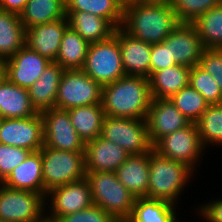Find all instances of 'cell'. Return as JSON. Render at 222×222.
I'll use <instances>...</instances> for the list:
<instances>
[{"mask_svg": "<svg viewBox=\"0 0 222 222\" xmlns=\"http://www.w3.org/2000/svg\"><path fill=\"white\" fill-rule=\"evenodd\" d=\"M199 212L209 222H222V199L205 204Z\"/></svg>", "mask_w": 222, "mask_h": 222, "instance_id": "41", "label": "cell"}, {"mask_svg": "<svg viewBox=\"0 0 222 222\" xmlns=\"http://www.w3.org/2000/svg\"><path fill=\"white\" fill-rule=\"evenodd\" d=\"M90 43L70 27L66 29L60 42L55 62L64 70H82Z\"/></svg>", "mask_w": 222, "mask_h": 222, "instance_id": "28", "label": "cell"}, {"mask_svg": "<svg viewBox=\"0 0 222 222\" xmlns=\"http://www.w3.org/2000/svg\"><path fill=\"white\" fill-rule=\"evenodd\" d=\"M25 45V28L20 15L0 8V58L14 56Z\"/></svg>", "mask_w": 222, "mask_h": 222, "instance_id": "27", "label": "cell"}, {"mask_svg": "<svg viewBox=\"0 0 222 222\" xmlns=\"http://www.w3.org/2000/svg\"><path fill=\"white\" fill-rule=\"evenodd\" d=\"M149 161L150 151L143 154L129 155L126 161L116 170L118 180L135 198L147 197Z\"/></svg>", "mask_w": 222, "mask_h": 222, "instance_id": "20", "label": "cell"}, {"mask_svg": "<svg viewBox=\"0 0 222 222\" xmlns=\"http://www.w3.org/2000/svg\"><path fill=\"white\" fill-rule=\"evenodd\" d=\"M205 49H222V3L192 22Z\"/></svg>", "mask_w": 222, "mask_h": 222, "instance_id": "32", "label": "cell"}, {"mask_svg": "<svg viewBox=\"0 0 222 222\" xmlns=\"http://www.w3.org/2000/svg\"><path fill=\"white\" fill-rule=\"evenodd\" d=\"M93 203L110 214L117 222H126L136 198L118 180L116 172H87Z\"/></svg>", "mask_w": 222, "mask_h": 222, "instance_id": "4", "label": "cell"}, {"mask_svg": "<svg viewBox=\"0 0 222 222\" xmlns=\"http://www.w3.org/2000/svg\"><path fill=\"white\" fill-rule=\"evenodd\" d=\"M32 151L0 143V183L26 158Z\"/></svg>", "mask_w": 222, "mask_h": 222, "instance_id": "37", "label": "cell"}, {"mask_svg": "<svg viewBox=\"0 0 222 222\" xmlns=\"http://www.w3.org/2000/svg\"><path fill=\"white\" fill-rule=\"evenodd\" d=\"M0 143L39 151L44 146L43 120L40 113L28 118H3Z\"/></svg>", "mask_w": 222, "mask_h": 222, "instance_id": "12", "label": "cell"}, {"mask_svg": "<svg viewBox=\"0 0 222 222\" xmlns=\"http://www.w3.org/2000/svg\"><path fill=\"white\" fill-rule=\"evenodd\" d=\"M174 65H176V62L171 58L169 53V45L165 41L152 44L150 75L154 71L172 67Z\"/></svg>", "mask_w": 222, "mask_h": 222, "instance_id": "40", "label": "cell"}, {"mask_svg": "<svg viewBox=\"0 0 222 222\" xmlns=\"http://www.w3.org/2000/svg\"><path fill=\"white\" fill-rule=\"evenodd\" d=\"M164 41L169 45V53L176 64L189 68L199 65L204 46L193 23L181 22Z\"/></svg>", "mask_w": 222, "mask_h": 222, "instance_id": "16", "label": "cell"}, {"mask_svg": "<svg viewBox=\"0 0 222 222\" xmlns=\"http://www.w3.org/2000/svg\"><path fill=\"white\" fill-rule=\"evenodd\" d=\"M38 114L31 104L28 89L11 83L5 76L0 80V116L28 118Z\"/></svg>", "mask_w": 222, "mask_h": 222, "instance_id": "22", "label": "cell"}, {"mask_svg": "<svg viewBox=\"0 0 222 222\" xmlns=\"http://www.w3.org/2000/svg\"><path fill=\"white\" fill-rule=\"evenodd\" d=\"M152 102L149 78L125 75L102 88L101 104L105 115L146 119Z\"/></svg>", "mask_w": 222, "mask_h": 222, "instance_id": "1", "label": "cell"}, {"mask_svg": "<svg viewBox=\"0 0 222 222\" xmlns=\"http://www.w3.org/2000/svg\"><path fill=\"white\" fill-rule=\"evenodd\" d=\"M64 69L51 62L38 80L28 88L31 104L38 113L55 108L59 84Z\"/></svg>", "mask_w": 222, "mask_h": 222, "instance_id": "21", "label": "cell"}, {"mask_svg": "<svg viewBox=\"0 0 222 222\" xmlns=\"http://www.w3.org/2000/svg\"><path fill=\"white\" fill-rule=\"evenodd\" d=\"M42 158L43 195L50 190L85 178V151H64L43 146Z\"/></svg>", "mask_w": 222, "mask_h": 222, "instance_id": "5", "label": "cell"}, {"mask_svg": "<svg viewBox=\"0 0 222 222\" xmlns=\"http://www.w3.org/2000/svg\"><path fill=\"white\" fill-rule=\"evenodd\" d=\"M123 8L118 0H65L66 11L90 12L107 19L115 28L122 25Z\"/></svg>", "mask_w": 222, "mask_h": 222, "instance_id": "31", "label": "cell"}, {"mask_svg": "<svg viewBox=\"0 0 222 222\" xmlns=\"http://www.w3.org/2000/svg\"><path fill=\"white\" fill-rule=\"evenodd\" d=\"M3 118L0 116V129L2 127Z\"/></svg>", "mask_w": 222, "mask_h": 222, "instance_id": "47", "label": "cell"}, {"mask_svg": "<svg viewBox=\"0 0 222 222\" xmlns=\"http://www.w3.org/2000/svg\"><path fill=\"white\" fill-rule=\"evenodd\" d=\"M221 3L222 0H173L171 6L181 22L192 23L200 15Z\"/></svg>", "mask_w": 222, "mask_h": 222, "instance_id": "36", "label": "cell"}, {"mask_svg": "<svg viewBox=\"0 0 222 222\" xmlns=\"http://www.w3.org/2000/svg\"><path fill=\"white\" fill-rule=\"evenodd\" d=\"M50 63V60L24 45L14 56L5 60V77L11 83L28 89Z\"/></svg>", "mask_w": 222, "mask_h": 222, "instance_id": "15", "label": "cell"}, {"mask_svg": "<svg viewBox=\"0 0 222 222\" xmlns=\"http://www.w3.org/2000/svg\"><path fill=\"white\" fill-rule=\"evenodd\" d=\"M152 149L164 157L186 164L195 171L194 165L199 161L204 146L196 124L190 123L185 128L160 138Z\"/></svg>", "mask_w": 222, "mask_h": 222, "instance_id": "10", "label": "cell"}, {"mask_svg": "<svg viewBox=\"0 0 222 222\" xmlns=\"http://www.w3.org/2000/svg\"><path fill=\"white\" fill-rule=\"evenodd\" d=\"M5 76V61L0 58V80Z\"/></svg>", "mask_w": 222, "mask_h": 222, "instance_id": "44", "label": "cell"}, {"mask_svg": "<svg viewBox=\"0 0 222 222\" xmlns=\"http://www.w3.org/2000/svg\"><path fill=\"white\" fill-rule=\"evenodd\" d=\"M69 27L67 16L25 29V45L42 57L55 62L63 34Z\"/></svg>", "mask_w": 222, "mask_h": 222, "instance_id": "17", "label": "cell"}, {"mask_svg": "<svg viewBox=\"0 0 222 222\" xmlns=\"http://www.w3.org/2000/svg\"><path fill=\"white\" fill-rule=\"evenodd\" d=\"M189 85L201 93L209 105L222 103V90L216 80L199 66L191 68Z\"/></svg>", "mask_w": 222, "mask_h": 222, "instance_id": "35", "label": "cell"}, {"mask_svg": "<svg viewBox=\"0 0 222 222\" xmlns=\"http://www.w3.org/2000/svg\"><path fill=\"white\" fill-rule=\"evenodd\" d=\"M202 145H222V103L213 104L195 122Z\"/></svg>", "mask_w": 222, "mask_h": 222, "instance_id": "33", "label": "cell"}, {"mask_svg": "<svg viewBox=\"0 0 222 222\" xmlns=\"http://www.w3.org/2000/svg\"><path fill=\"white\" fill-rule=\"evenodd\" d=\"M56 222H117L110 214L102 208L93 204L92 206L72 214L62 216Z\"/></svg>", "mask_w": 222, "mask_h": 222, "instance_id": "38", "label": "cell"}, {"mask_svg": "<svg viewBox=\"0 0 222 222\" xmlns=\"http://www.w3.org/2000/svg\"><path fill=\"white\" fill-rule=\"evenodd\" d=\"M42 171L40 151L31 152L1 183L12 189L29 190L43 195Z\"/></svg>", "mask_w": 222, "mask_h": 222, "instance_id": "23", "label": "cell"}, {"mask_svg": "<svg viewBox=\"0 0 222 222\" xmlns=\"http://www.w3.org/2000/svg\"><path fill=\"white\" fill-rule=\"evenodd\" d=\"M126 222H179L175 205L147 197L136 198L130 218Z\"/></svg>", "mask_w": 222, "mask_h": 222, "instance_id": "30", "label": "cell"}, {"mask_svg": "<svg viewBox=\"0 0 222 222\" xmlns=\"http://www.w3.org/2000/svg\"><path fill=\"white\" fill-rule=\"evenodd\" d=\"M67 111L74 129L84 144L101 135L103 121L106 116L101 103L77 106Z\"/></svg>", "mask_w": 222, "mask_h": 222, "instance_id": "26", "label": "cell"}, {"mask_svg": "<svg viewBox=\"0 0 222 222\" xmlns=\"http://www.w3.org/2000/svg\"><path fill=\"white\" fill-rule=\"evenodd\" d=\"M191 68L176 64L158 71L149 77L152 98L170 99L189 85Z\"/></svg>", "mask_w": 222, "mask_h": 222, "instance_id": "24", "label": "cell"}, {"mask_svg": "<svg viewBox=\"0 0 222 222\" xmlns=\"http://www.w3.org/2000/svg\"><path fill=\"white\" fill-rule=\"evenodd\" d=\"M147 198L175 205L193 170L186 164L171 160L150 150Z\"/></svg>", "mask_w": 222, "mask_h": 222, "instance_id": "3", "label": "cell"}, {"mask_svg": "<svg viewBox=\"0 0 222 222\" xmlns=\"http://www.w3.org/2000/svg\"><path fill=\"white\" fill-rule=\"evenodd\" d=\"M0 185L1 222H38L47 215L44 214V195Z\"/></svg>", "mask_w": 222, "mask_h": 222, "instance_id": "7", "label": "cell"}, {"mask_svg": "<svg viewBox=\"0 0 222 222\" xmlns=\"http://www.w3.org/2000/svg\"><path fill=\"white\" fill-rule=\"evenodd\" d=\"M140 0H118V2L123 6H127L129 4L138 3Z\"/></svg>", "mask_w": 222, "mask_h": 222, "instance_id": "45", "label": "cell"}, {"mask_svg": "<svg viewBox=\"0 0 222 222\" xmlns=\"http://www.w3.org/2000/svg\"><path fill=\"white\" fill-rule=\"evenodd\" d=\"M27 1L28 0H0V8L20 15L24 10Z\"/></svg>", "mask_w": 222, "mask_h": 222, "instance_id": "42", "label": "cell"}, {"mask_svg": "<svg viewBox=\"0 0 222 222\" xmlns=\"http://www.w3.org/2000/svg\"><path fill=\"white\" fill-rule=\"evenodd\" d=\"M170 100L191 123H195L209 106L203 95L190 85L182 88Z\"/></svg>", "mask_w": 222, "mask_h": 222, "instance_id": "34", "label": "cell"}, {"mask_svg": "<svg viewBox=\"0 0 222 222\" xmlns=\"http://www.w3.org/2000/svg\"><path fill=\"white\" fill-rule=\"evenodd\" d=\"M129 154L101 135L85 144L86 172H116Z\"/></svg>", "mask_w": 222, "mask_h": 222, "instance_id": "19", "label": "cell"}, {"mask_svg": "<svg viewBox=\"0 0 222 222\" xmlns=\"http://www.w3.org/2000/svg\"><path fill=\"white\" fill-rule=\"evenodd\" d=\"M181 23L171 5L133 3L123 8L121 28L146 43L157 44Z\"/></svg>", "mask_w": 222, "mask_h": 222, "instance_id": "2", "label": "cell"}, {"mask_svg": "<svg viewBox=\"0 0 222 222\" xmlns=\"http://www.w3.org/2000/svg\"><path fill=\"white\" fill-rule=\"evenodd\" d=\"M103 86L83 70H64L55 108L68 110L77 106L101 103Z\"/></svg>", "mask_w": 222, "mask_h": 222, "instance_id": "9", "label": "cell"}, {"mask_svg": "<svg viewBox=\"0 0 222 222\" xmlns=\"http://www.w3.org/2000/svg\"><path fill=\"white\" fill-rule=\"evenodd\" d=\"M145 120L152 146L160 138L183 129L191 123L170 99L157 98H152Z\"/></svg>", "mask_w": 222, "mask_h": 222, "instance_id": "14", "label": "cell"}, {"mask_svg": "<svg viewBox=\"0 0 222 222\" xmlns=\"http://www.w3.org/2000/svg\"><path fill=\"white\" fill-rule=\"evenodd\" d=\"M69 27L89 43L109 39L115 27L105 18L83 11H66Z\"/></svg>", "mask_w": 222, "mask_h": 222, "instance_id": "25", "label": "cell"}, {"mask_svg": "<svg viewBox=\"0 0 222 222\" xmlns=\"http://www.w3.org/2000/svg\"><path fill=\"white\" fill-rule=\"evenodd\" d=\"M38 222H56V221L49 219L47 216H44V218Z\"/></svg>", "mask_w": 222, "mask_h": 222, "instance_id": "46", "label": "cell"}, {"mask_svg": "<svg viewBox=\"0 0 222 222\" xmlns=\"http://www.w3.org/2000/svg\"><path fill=\"white\" fill-rule=\"evenodd\" d=\"M82 70L102 86L126 75L118 39L114 34L107 40L90 43Z\"/></svg>", "mask_w": 222, "mask_h": 222, "instance_id": "6", "label": "cell"}, {"mask_svg": "<svg viewBox=\"0 0 222 222\" xmlns=\"http://www.w3.org/2000/svg\"><path fill=\"white\" fill-rule=\"evenodd\" d=\"M50 197L52 211L51 215L47 217L53 221L58 218L82 211L92 206L93 198L89 183L86 178L78 181L67 183L63 186L56 187L46 194Z\"/></svg>", "mask_w": 222, "mask_h": 222, "instance_id": "13", "label": "cell"}, {"mask_svg": "<svg viewBox=\"0 0 222 222\" xmlns=\"http://www.w3.org/2000/svg\"><path fill=\"white\" fill-rule=\"evenodd\" d=\"M65 17V0H28L20 14L25 29Z\"/></svg>", "mask_w": 222, "mask_h": 222, "instance_id": "29", "label": "cell"}, {"mask_svg": "<svg viewBox=\"0 0 222 222\" xmlns=\"http://www.w3.org/2000/svg\"><path fill=\"white\" fill-rule=\"evenodd\" d=\"M198 66L211 74L222 90V49H204Z\"/></svg>", "mask_w": 222, "mask_h": 222, "instance_id": "39", "label": "cell"}, {"mask_svg": "<svg viewBox=\"0 0 222 222\" xmlns=\"http://www.w3.org/2000/svg\"><path fill=\"white\" fill-rule=\"evenodd\" d=\"M101 136L120 146L129 155L147 153L152 149L145 119L106 115Z\"/></svg>", "mask_w": 222, "mask_h": 222, "instance_id": "8", "label": "cell"}, {"mask_svg": "<svg viewBox=\"0 0 222 222\" xmlns=\"http://www.w3.org/2000/svg\"><path fill=\"white\" fill-rule=\"evenodd\" d=\"M121 50V58L126 75L150 77L152 44L139 40L121 27L114 31Z\"/></svg>", "mask_w": 222, "mask_h": 222, "instance_id": "18", "label": "cell"}, {"mask_svg": "<svg viewBox=\"0 0 222 222\" xmlns=\"http://www.w3.org/2000/svg\"><path fill=\"white\" fill-rule=\"evenodd\" d=\"M44 146L64 151H85V144L74 129L67 110L52 108L40 112Z\"/></svg>", "mask_w": 222, "mask_h": 222, "instance_id": "11", "label": "cell"}, {"mask_svg": "<svg viewBox=\"0 0 222 222\" xmlns=\"http://www.w3.org/2000/svg\"><path fill=\"white\" fill-rule=\"evenodd\" d=\"M139 2L147 4L171 5L173 0H140Z\"/></svg>", "mask_w": 222, "mask_h": 222, "instance_id": "43", "label": "cell"}]
</instances>
